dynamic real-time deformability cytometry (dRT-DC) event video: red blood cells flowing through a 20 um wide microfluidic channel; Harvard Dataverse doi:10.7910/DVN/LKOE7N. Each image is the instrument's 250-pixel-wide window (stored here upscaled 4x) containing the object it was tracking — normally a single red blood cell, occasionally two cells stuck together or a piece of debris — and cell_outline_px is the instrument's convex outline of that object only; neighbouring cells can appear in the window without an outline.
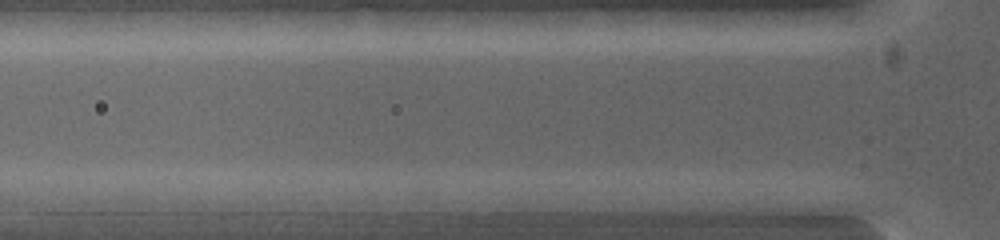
{"species": "common noctule bat (a hibernating species)", "species_latin": "Nyctalus noctula", "temperature_condition": "warm", "stored_images_in_passage": 2, "camera_frame_rate_fps": 5000, "um_per_image_px": 0.085, "animal": {"sex": "female", "body_mass_g": 19.0, "forearm_length_mm": 53.3}, "frame": {"image": 1, "passage_image": 2, "time_ms": 0.2, "image_size_px": [1000, 240], "cell_outline_px": [[596, 200], [592, 212], [496, 212], [492, 200], [500, 192]], "centroid_in_image_um": [45.92, 17.32], "position_along_channel_um": 79.9, "area_um2": 11.68}}